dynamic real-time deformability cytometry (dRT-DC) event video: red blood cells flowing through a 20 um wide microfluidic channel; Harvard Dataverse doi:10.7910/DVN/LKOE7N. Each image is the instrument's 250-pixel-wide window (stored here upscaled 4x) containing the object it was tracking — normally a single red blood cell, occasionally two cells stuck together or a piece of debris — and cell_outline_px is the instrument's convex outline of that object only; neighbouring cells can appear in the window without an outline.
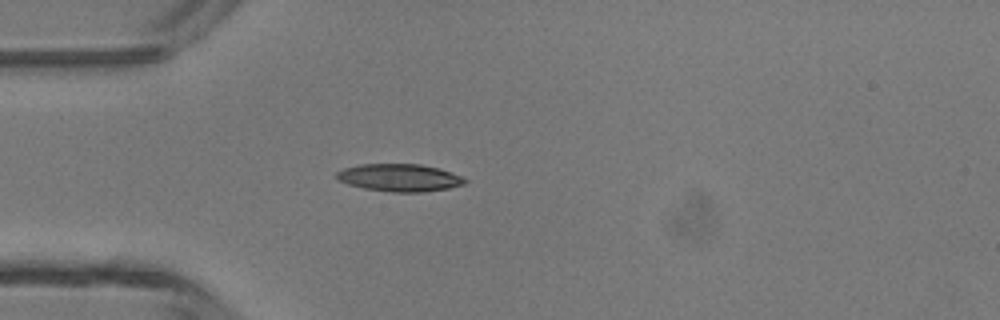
{"species": "common noctule bat (a hibernating species)", "species_latin": "Nyctalus noctula", "temperature_condition": "room temperature", "stored_images_in_passage": 41, "camera_frame_rate_fps": 3000, "um_per_image_px": 0.085, "animal": {"sex": "male", "body_mass_g": 13.3}, "frame": {"image": 1, "passage_image": 7, "time_ms": 2.0, "image_size_px": [1000, 320], "cell_outline_px": [[468, 180], [464, 184], [448, 188], [424, 192], [392, 192], [364, 188], [348, 184], [336, 180], [336, 172], [344, 168], [360, 164], [420, 164], [440, 168], [464, 176]], "centroid_in_image_um": [33.98, 15.1], "position_along_channel_um": 51.0, "area_um2": 20.75}}
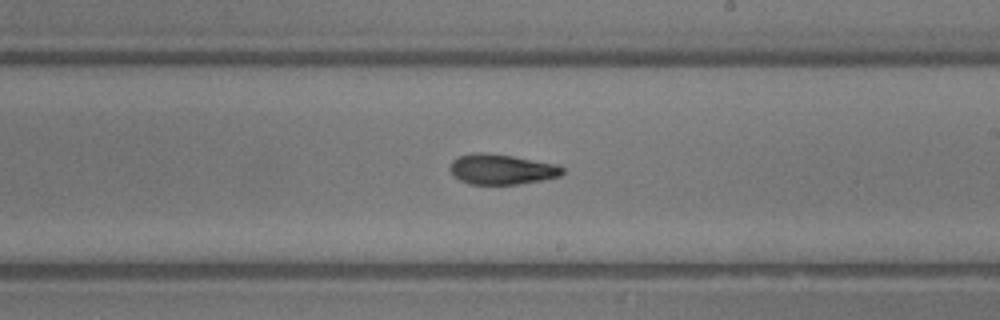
{"frame": {"image": 2, "passage_image": 21, "time_ms": 6.667, "image_size_px": [1000, 320], "cell_outline_px": [[564, 172], [560, 176], [520, 184], [468, 184], [460, 180], [448, 168], [452, 160], [460, 156], [472, 152], [488, 152], [560, 164], [564, 168]], "centroid_in_image_um": [42.65, 14.37], "position_along_channel_um": 246.3, "area_um2": 20.0}}
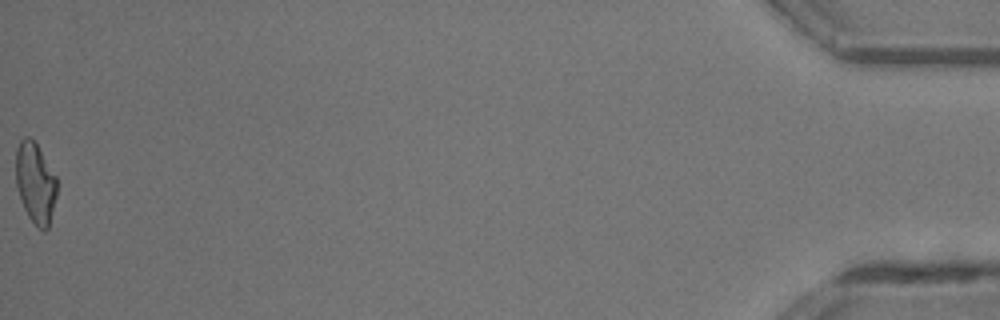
{"frame": {"image": 3, "passage_image": 41, "time_ms": 13.333, "image_size_px": [1000, 320], "cell_outline_px": [[56, 196], [48, 228], [44, 232], [28, 216], [24, 208], [16, 184], [16, 148], [20, 140], [24, 136], [28, 136], [36, 144], [56, 176]], "centroid_in_image_um": [3.0, 15.53], "position_along_channel_um": 432.2, "area_um2": 18.96}, "authors_computed_cell_mechanics": {"area_um2": 19.8832, "velocity_mm_per_s": 4.3747, "shape_relaxation_time_tau1_ms": 5.1413, "shape_relaxation_time_tau2_ms": 2.8365, "deformation_change_tau1": 0.1785, "deformation_change_tau2": 0.1156}}